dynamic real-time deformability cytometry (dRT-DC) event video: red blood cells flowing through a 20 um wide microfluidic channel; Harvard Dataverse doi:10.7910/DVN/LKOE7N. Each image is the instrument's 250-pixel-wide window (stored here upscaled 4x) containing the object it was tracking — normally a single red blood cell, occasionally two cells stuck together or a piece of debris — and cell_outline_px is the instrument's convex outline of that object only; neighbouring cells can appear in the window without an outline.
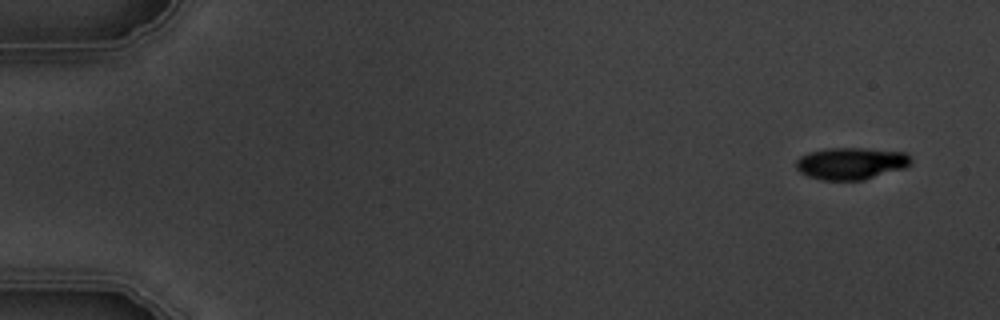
{"species": "common noctule bat (a hibernating species)", "species_latin": "Nyctalus noctula", "temperature_condition": "warm", "stored_images_in_passage": 5, "camera_frame_rate_fps": 3000, "um_per_image_px": 0.085, "animal": {"sex": "male", "body_mass_g": 19.5, "forearm_length_mm": 54.6}, "frame": {"image": 1, "passage_image": 1, "time_ms": 0.0, "image_size_px": [1000, 320], "cell_outline_px": [[912, 164], [904, 168], [864, 180], [820, 180], [808, 176], [800, 172], [796, 168], [796, 160], [800, 156], [808, 152], [824, 148], [860, 148], [904, 152], [912, 160]], "centroid_in_image_um": [72.31, 13.89], "position_along_channel_um": 12.7, "area_um2": 21.5}}
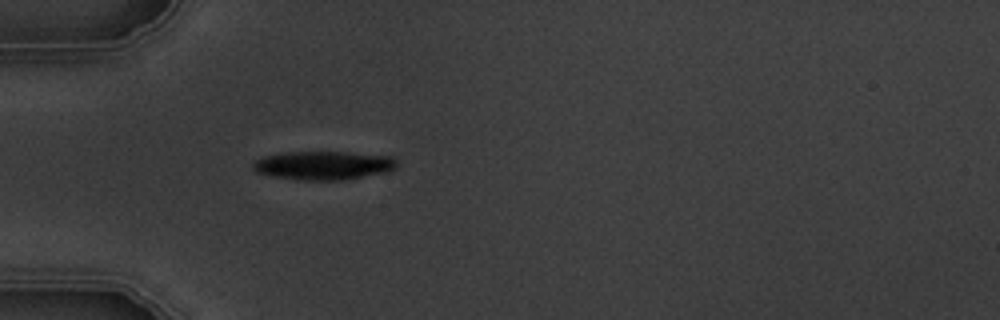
{"frame": {"image": 2, "passage_image": 5, "time_ms": 4.667, "image_size_px": [1000, 320], "cell_outline_px": [[400, 164], [396, 168], [388, 172], [344, 180], [304, 180], [272, 176], [256, 172], [252, 168], [252, 164], [256, 160], [264, 156], [284, 152], [344, 152], [392, 156]], "centroid_in_image_um": [27.53, 14.06], "position_along_channel_um": 57.5, "area_um2": 24.16}}